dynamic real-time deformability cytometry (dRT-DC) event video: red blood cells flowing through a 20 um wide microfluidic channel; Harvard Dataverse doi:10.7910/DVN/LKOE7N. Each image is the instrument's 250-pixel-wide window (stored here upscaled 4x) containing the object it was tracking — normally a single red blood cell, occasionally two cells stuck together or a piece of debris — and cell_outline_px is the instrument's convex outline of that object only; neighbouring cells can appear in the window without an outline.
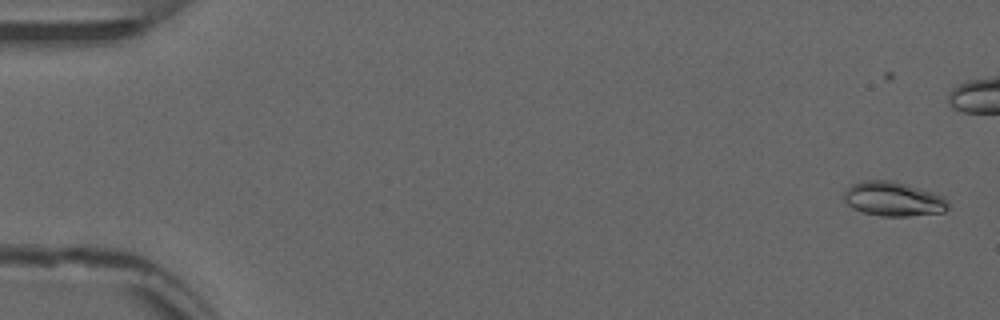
{"species": "common noctule bat (a hibernating species)", "species_latin": "Nyctalus noctula", "temperature_condition": "warm", "stored_images_in_passage": 47, "camera_frame_rate_fps": 3000, "um_per_image_px": 0.085, "animal": {"sex": "male", "forearm_length_mm": 52.5}, "frame": {"image": 1, "passage_image": 5, "time_ms": 1.333, "image_size_px": [1000, 320], "cell_outline_px": [[948, 208], [944, 212], [908, 216], [880, 216], [860, 212], [852, 208], [844, 200], [844, 192], [852, 184], [864, 180], [888, 180], [908, 184], [944, 196], [948, 200]], "centroid_in_image_um": [75.93, 16.92], "position_along_channel_um": 9.1, "area_um2": 20.98}}
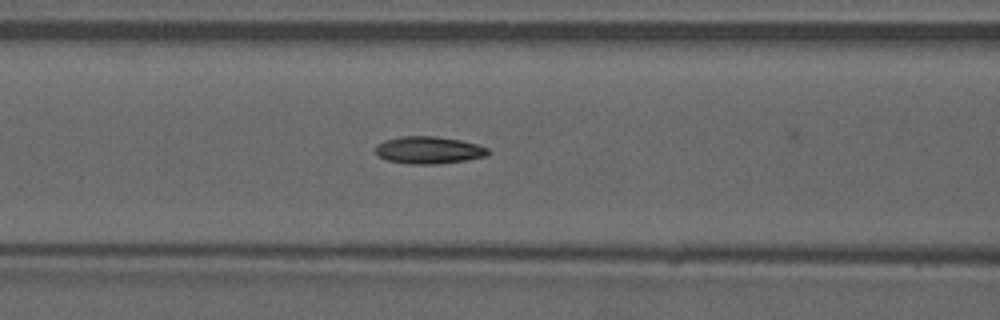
{"frame": {"image": 2, "passage_image": 26, "time_ms": 8.333, "image_size_px": [1000, 320], "cell_outline_px": [[492, 152], [488, 156], [464, 160], [436, 164], [408, 164], [388, 160], [380, 156], [376, 152], [376, 144], [384, 140], [400, 136], [436, 136], [460, 140], [476, 144], [488, 148]], "centroid_in_image_um": [36.46, 12.75], "position_along_channel_um": 130.1, "area_um2": 17.92}}
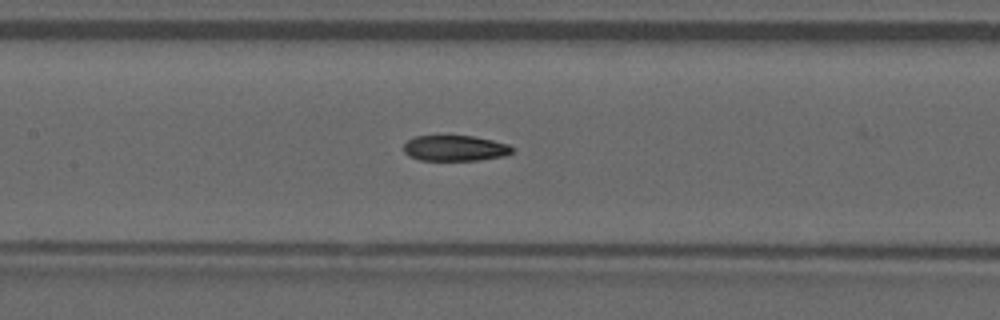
{"frame": {"image": 3, "passage_image": 29, "time_ms": 9.333, "image_size_px": [1000, 320], "cell_outline_px": [[516, 148], [512, 152], [504, 156], [480, 160], [420, 160], [408, 156], [404, 152], [404, 144], [408, 140], [416, 136], [472, 136], [492, 140], [508, 144]], "centroid_in_image_um": [38.69, 12.6], "position_along_channel_um": 168.7, "area_um2": 16.24}}